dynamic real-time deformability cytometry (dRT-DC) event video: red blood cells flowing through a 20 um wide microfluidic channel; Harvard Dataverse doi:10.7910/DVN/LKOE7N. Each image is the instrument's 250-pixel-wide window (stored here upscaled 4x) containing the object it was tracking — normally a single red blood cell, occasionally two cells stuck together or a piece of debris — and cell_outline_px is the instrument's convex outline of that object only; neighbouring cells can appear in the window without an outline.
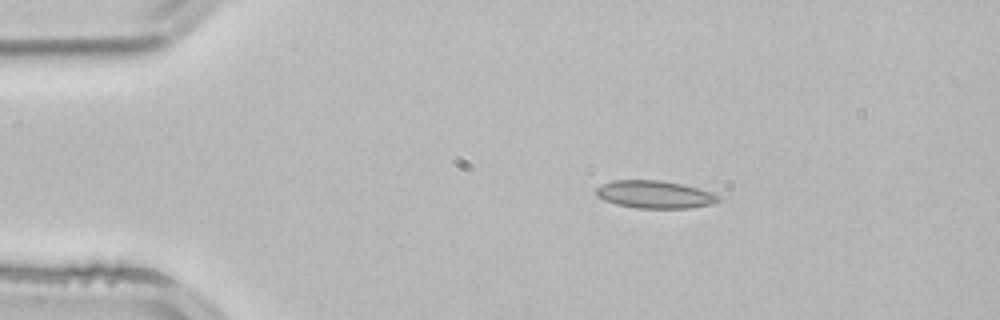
{"species": "common noctule bat (a hibernating species)", "species_latin": "Nyctalus noctula", "temperature_condition": "room temperature", "stored_images_in_passage": 44, "camera_frame_rate_fps": 3000, "um_per_image_px": 0.085, "animal": {"sex": "male", "body_mass_g": 21.5, "forearm_length_mm": 52.0}, "frame": {"image": 1, "passage_image": 1, "time_ms": 0.0, "image_size_px": [1000, 320], "cell_outline_px": [[724, 200], [712, 204], [692, 208], [636, 208], [616, 204], [604, 200], [596, 196], [596, 188], [600, 184], [612, 180], [660, 180], [680, 184], [712, 192], [724, 196]], "centroid_in_image_um": [55.69, 16.53], "position_along_channel_um": 29.3, "area_um2": 20.0}}
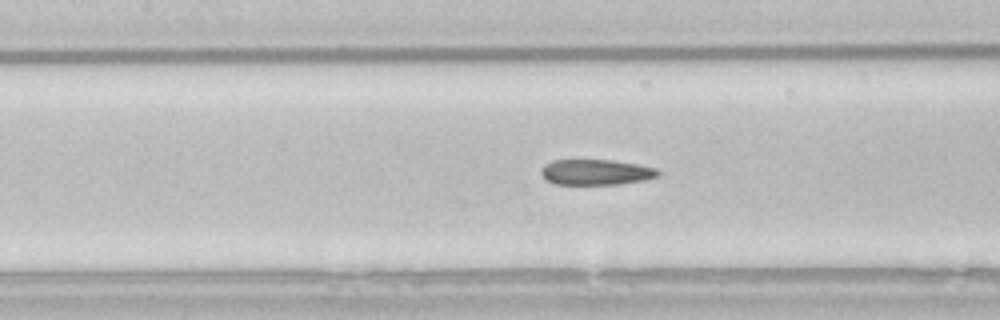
{"frame": {"image": 2, "passage_image": 15, "time_ms": 4.667, "image_size_px": [1000, 320], "cell_outline_px": [[660, 176], [644, 180], [616, 184], [556, 184], [548, 180], [540, 172], [540, 168], [544, 164], [552, 160], [612, 160], [636, 164], [656, 168], [660, 172]], "centroid_in_image_um": [50.66, 14.62], "position_along_channel_um": 156.7, "area_um2": 17.34}}
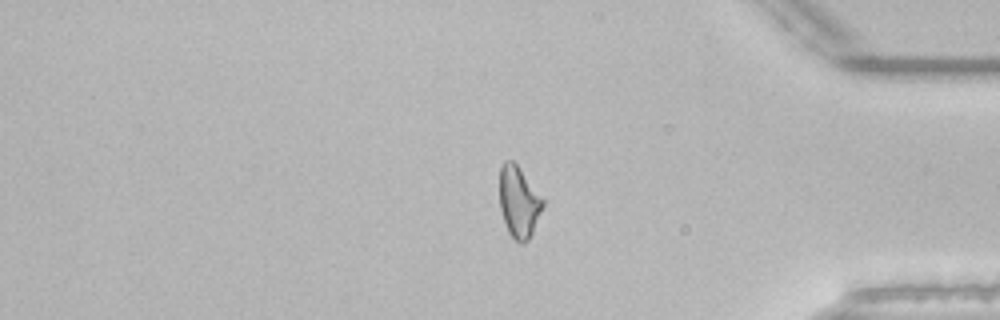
{"frame": {"image": 3, "passage_image": 35, "time_ms": 11.333, "image_size_px": [1000, 320], "cell_outline_px": [[544, 204], [532, 232], [528, 240], [524, 244], [520, 244], [508, 232], [504, 224], [500, 208], [500, 168], [504, 160], [512, 160], [516, 164], [544, 196]], "centroid_in_image_um": [44.11, 17.15], "position_along_channel_um": 391.1, "area_um2": 18.15}, "authors_computed_cell_mechanics": {"area_um2": 18.6405, "velocity_mm_per_s": 3.8866, "shape_relaxation_time_tau1_ms": null, "shape_relaxation_time_tau2_ms": 1.9563, "deformation_change_tau1": null, "deformation_change_tau2": 0.0908}}